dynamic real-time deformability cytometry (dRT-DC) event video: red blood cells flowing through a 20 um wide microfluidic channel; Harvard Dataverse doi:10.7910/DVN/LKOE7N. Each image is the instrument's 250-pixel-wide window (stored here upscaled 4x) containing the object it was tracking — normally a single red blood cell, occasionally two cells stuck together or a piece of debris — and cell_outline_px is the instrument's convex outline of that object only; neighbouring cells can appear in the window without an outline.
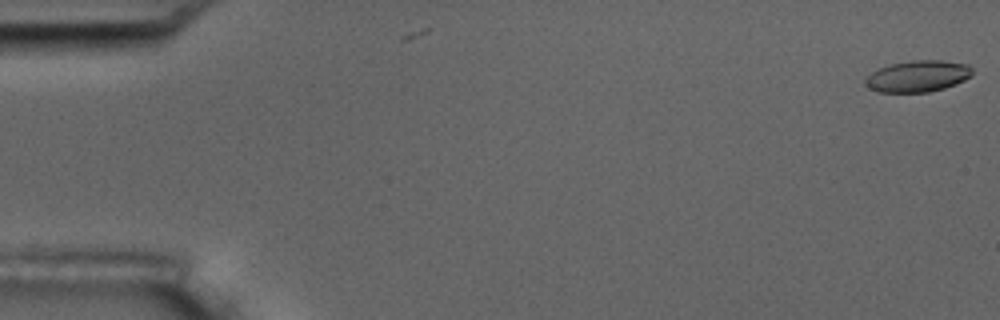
{"species": "common noctule bat (a hibernating species)", "species_latin": "Nyctalus noctula", "temperature_condition": "room temperature", "stored_images_in_passage": 2, "camera_frame_rate_fps": 3000, "um_per_image_px": 0.085, "animal": {"sex": "male", "body_mass_g": 17.5, "forearm_length_mm": 52.3}, "frame": {"image": 1, "passage_image": 1, "time_ms": 0.0, "image_size_px": [1000, 320], "cell_outline_px": [[972, 76], [956, 84], [944, 88], [928, 92], [876, 92], [868, 88], [864, 84], [864, 76], [880, 68], [892, 64], [912, 60], [940, 60], [968, 64], [972, 68]], "centroid_in_image_um": [77.99, 6.48], "position_along_channel_um": 7.0, "area_um2": 19.77}}